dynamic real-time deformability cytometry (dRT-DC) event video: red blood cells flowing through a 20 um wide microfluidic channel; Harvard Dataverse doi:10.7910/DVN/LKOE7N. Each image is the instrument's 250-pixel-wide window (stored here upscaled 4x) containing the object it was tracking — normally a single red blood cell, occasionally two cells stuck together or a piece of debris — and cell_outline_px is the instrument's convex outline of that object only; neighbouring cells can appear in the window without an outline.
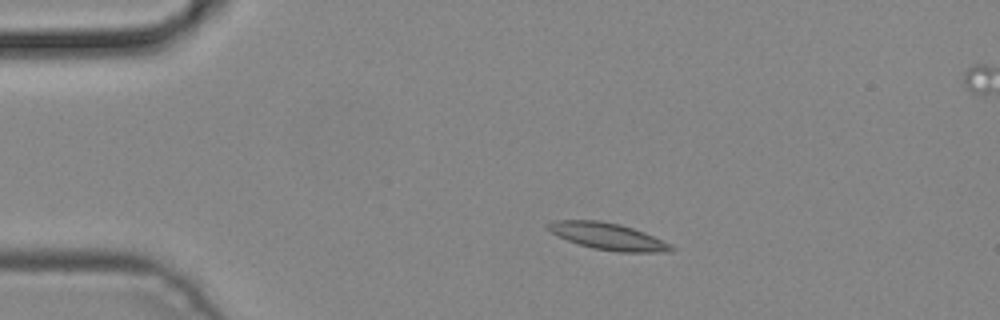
{"species": "common noctule bat (a hibernating species)", "species_latin": "Nyctalus noctula", "temperature_condition": "cold", "stored_images_in_passage": 3, "camera_frame_rate_fps": 3000, "um_per_image_px": 0.085, "animal": {"sex": "male", "body_mass_g": 19.2, "forearm_length_mm": 51.8}, "frame": {"image": 1, "passage_image": 1, "time_ms": 0.0, "image_size_px": [1000, 320], "cell_outline_px": [[676, 248], [664, 252], [616, 252], [592, 248], [568, 240], [544, 228], [544, 224], [552, 220], [600, 220], [620, 224], [644, 232]], "centroid_in_image_um": [51.59, 20.07], "position_along_channel_um": 33.4, "area_um2": 19.07}}